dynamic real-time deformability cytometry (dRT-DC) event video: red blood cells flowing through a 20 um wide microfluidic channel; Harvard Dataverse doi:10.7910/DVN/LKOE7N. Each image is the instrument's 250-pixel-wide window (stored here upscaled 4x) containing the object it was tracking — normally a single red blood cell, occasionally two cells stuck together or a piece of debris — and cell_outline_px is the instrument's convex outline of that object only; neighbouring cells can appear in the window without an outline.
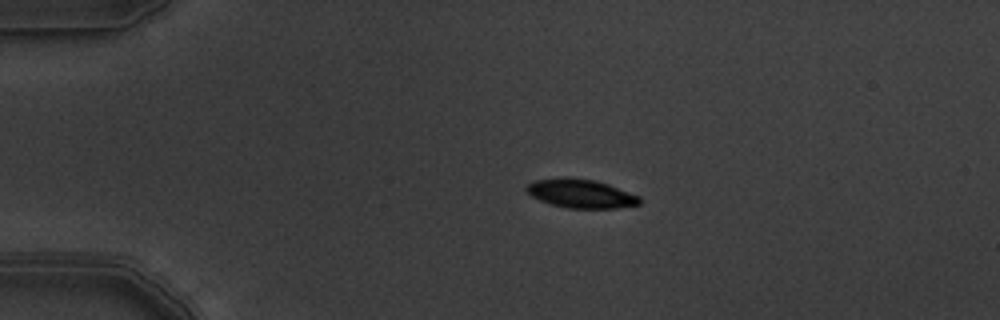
{"species": "common noctule bat (a hibernating species)", "species_latin": "Nyctalus noctula", "temperature_condition": "warm", "stored_images_in_passage": 10, "camera_frame_rate_fps": 3000, "um_per_image_px": 0.085, "animal": {"sex": "male", "body_mass_g": 19.5, "forearm_length_mm": 54.6}, "frame": {"image": 1, "passage_image": 2, "time_ms": 0.333, "image_size_px": [1000, 320], "cell_outline_px": [[640, 204], [616, 208], [568, 208], [552, 204], [540, 200], [532, 196], [524, 188], [532, 180], [564, 176], [568, 176], [596, 180], [608, 184], [640, 196]], "centroid_in_image_um": [49.35, 16.43], "position_along_channel_um": 35.7, "area_um2": 19.13}}
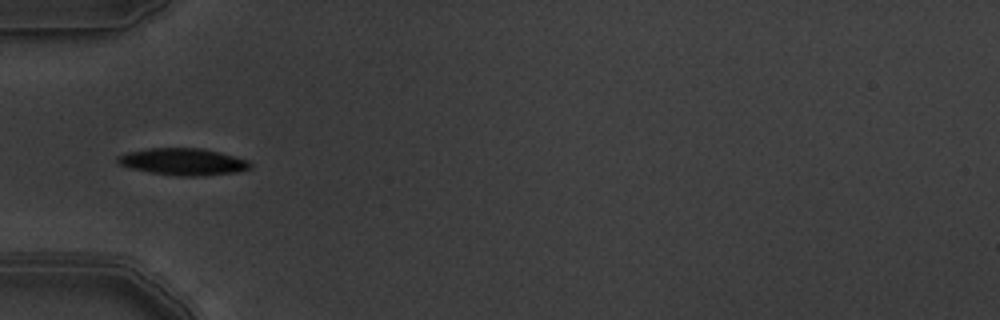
{"frame": {"image": 2, "passage_image": 4, "time_ms": 1.0, "image_size_px": [1000, 320], "cell_outline_px": [[252, 168], [236, 172], [204, 176], [176, 176], [152, 172], [132, 168], [120, 164], [116, 160], [116, 156], [128, 152], [152, 148], [204, 148], [236, 156], [248, 160], [252, 164]], "centroid_in_image_um": [15.62, 13.74], "position_along_channel_um": 69.4, "area_um2": 20.81}}
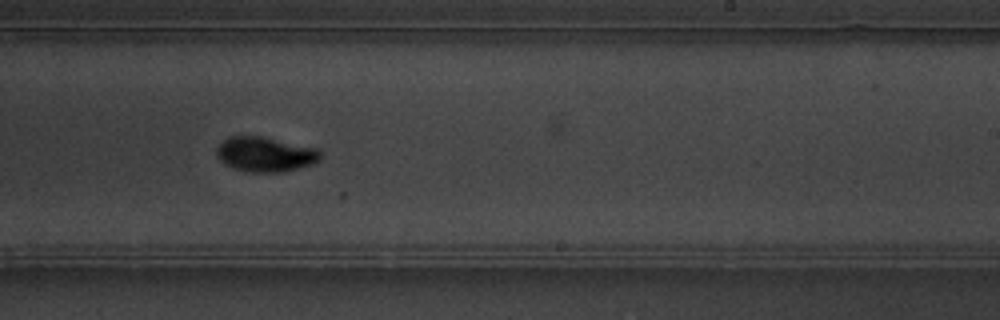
{"frame": {"image": 3, "passage_image": 9, "time_ms": 2.667, "image_size_px": [1000, 320], "cell_outline_px": [[320, 160], [312, 164], [284, 172], [244, 172], [232, 168], [224, 164], [216, 156], [216, 148], [228, 136], [260, 136], [316, 148], [320, 152]], "centroid_in_image_um": [22.5, 13.13], "position_along_channel_um": 266.5, "area_um2": 21.1}}